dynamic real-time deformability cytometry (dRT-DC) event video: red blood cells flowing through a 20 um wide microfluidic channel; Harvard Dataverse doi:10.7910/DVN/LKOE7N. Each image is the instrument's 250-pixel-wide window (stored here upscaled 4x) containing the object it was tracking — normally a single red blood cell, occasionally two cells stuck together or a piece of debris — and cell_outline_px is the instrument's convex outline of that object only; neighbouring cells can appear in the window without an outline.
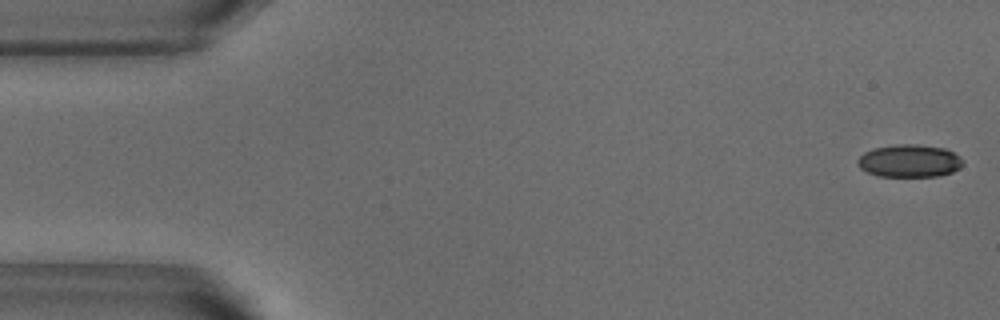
{"species": "common noctule bat (a hibernating species)", "species_latin": "Nyctalus noctula", "temperature_condition": "warm", "stored_images_in_passage": 16, "camera_frame_rate_fps": 3000, "um_per_image_px": 0.085, "animal": {"sex": "male", "body_mass_g": 18.8}, "frame": {"image": 1, "passage_image": 1, "time_ms": 0.0, "image_size_px": [1000, 320], "cell_outline_px": [[964, 164], [960, 168], [952, 172], [936, 176], [880, 176], [868, 172], [860, 168], [856, 164], [856, 160], [864, 152], [872, 148], [900, 144], [916, 144], [944, 148], [960, 156], [964, 160]], "centroid_in_image_um": [77.3, 13.67], "position_along_channel_um": 7.7, "area_um2": 20.11}}
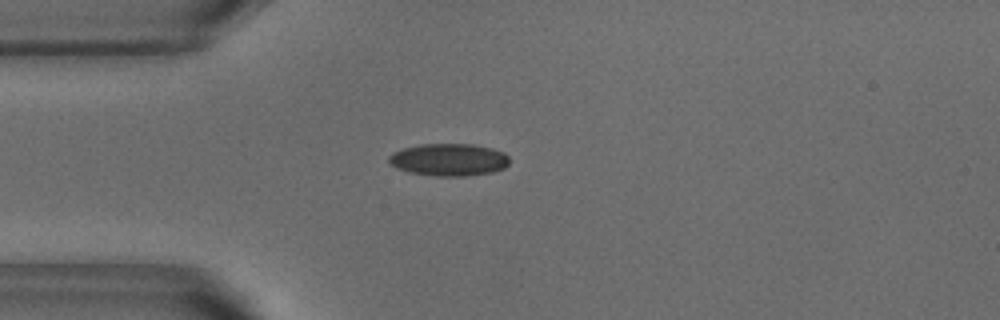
{"frame": {"image": 2, "passage_image": 13, "time_ms": 4.0, "image_size_px": [1000, 320], "cell_outline_px": [[508, 164], [504, 168], [492, 172], [464, 176], [436, 176], [408, 172], [396, 168], [388, 164], [388, 156], [392, 152], [404, 148], [420, 144], [472, 144], [492, 148], [504, 152], [508, 156]], "centroid_in_image_um": [38.12, 13.57], "position_along_channel_um": 46.9, "area_um2": 22.89}}